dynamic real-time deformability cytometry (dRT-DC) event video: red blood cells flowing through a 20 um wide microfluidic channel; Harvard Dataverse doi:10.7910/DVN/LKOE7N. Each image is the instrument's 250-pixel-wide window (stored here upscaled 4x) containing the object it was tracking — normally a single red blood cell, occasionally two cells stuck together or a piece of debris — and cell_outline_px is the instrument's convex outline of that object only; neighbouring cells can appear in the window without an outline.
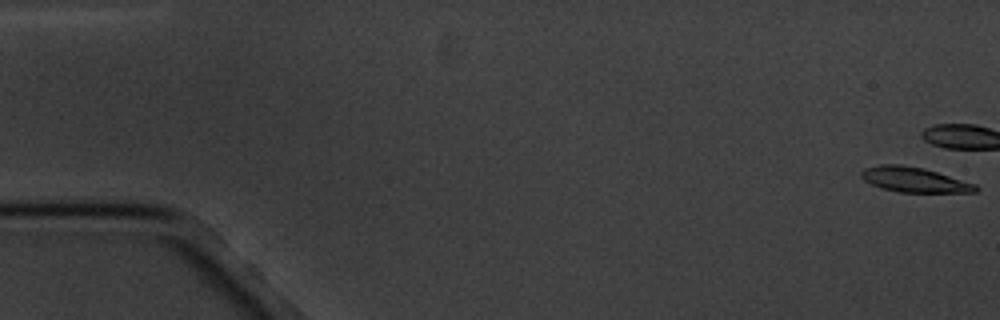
{"species": "common noctule bat (a hibernating species)", "species_latin": "Nyctalus noctula", "temperature_condition": "cold", "stored_images_in_passage": 6, "camera_frame_rate_fps": 3000, "um_per_image_px": 0.085, "animal": {"sex": "male", "body_mass_g": 20.1, "forearm_length_mm": 53.5}, "frame": {"image": 1, "passage_image": 1, "time_ms": 0.0, "image_size_px": [1000, 320], "cell_outline_px": [[980, 188], [976, 192], [900, 192], [880, 188], [864, 180], [860, 176], [860, 172], [864, 168], [880, 164], [900, 164], [924, 168], [976, 184]], "centroid_in_image_um": [77.69, 15.27], "position_along_channel_um": 7.3, "area_um2": 16.7}}